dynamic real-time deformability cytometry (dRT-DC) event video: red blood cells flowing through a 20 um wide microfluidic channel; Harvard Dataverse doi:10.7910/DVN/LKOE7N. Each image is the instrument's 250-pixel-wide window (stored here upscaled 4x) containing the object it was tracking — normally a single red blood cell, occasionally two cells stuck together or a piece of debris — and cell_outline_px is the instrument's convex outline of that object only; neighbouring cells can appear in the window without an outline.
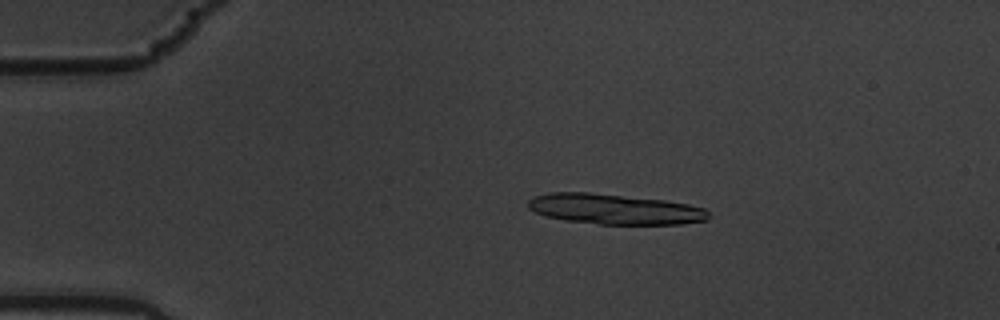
{"species": "common noctule bat (a hibernating species)", "species_latin": "Nyctalus noctula", "temperature_condition": "warm", "stored_images_in_passage": 57, "camera_frame_rate_fps": 3000, "um_per_image_px": 0.085, "animal": {"sex": "male", "body_mass_g": 19.5, "forearm_length_mm": 54.6}, "frame": {"image": 1, "passage_image": 11, "time_ms": 3.333, "image_size_px": [1000, 320], "cell_outline_px": [[708, 220], [680, 224], [596, 224], [564, 220], [548, 216], [536, 212], [528, 208], [528, 200], [532, 196], [548, 192], [588, 192], [664, 200], [688, 204], [704, 208], [708, 212]], "centroid_in_image_um": [52.21, 17.77], "position_along_channel_um": 32.8, "area_um2": 31.91}}
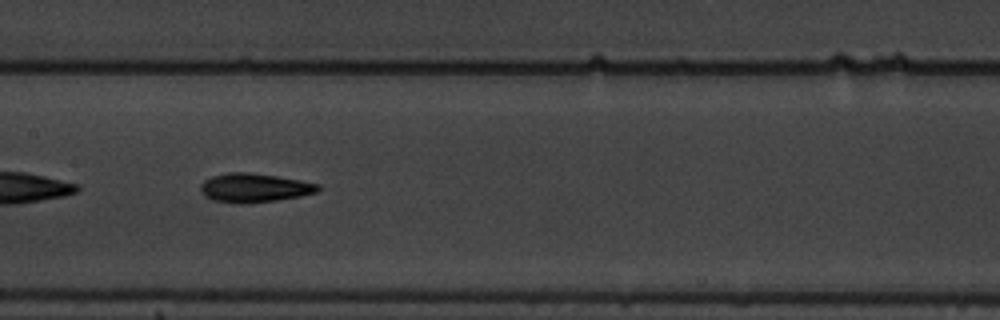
{"frame": {"image": 2, "passage_image": 29, "time_ms": 9.333, "image_size_px": [1000, 320], "cell_outline_px": [[320, 192], [300, 196], [276, 200], [244, 204], [232, 204], [212, 200], [204, 196], [200, 192], [200, 184], [204, 180], [212, 176], [228, 172], [248, 172], [276, 176], [300, 180], [320, 184]], "centroid_in_image_um": [21.59, 15.97], "position_along_channel_um": 185.8, "area_um2": 20.11}}
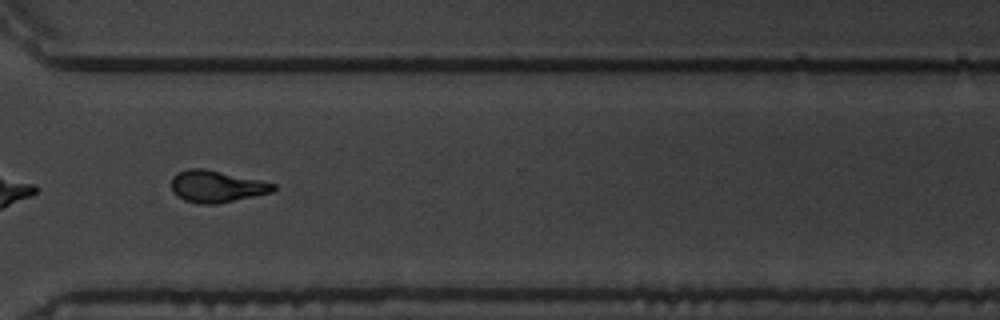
{"frame": {"image": 3, "passage_image": 43, "time_ms": 14.0, "image_size_px": [1000, 320], "cell_outline_px": [[276, 188], [272, 192], [216, 204], [200, 204], [184, 200], [172, 192], [172, 176], [188, 168], [204, 168], [260, 180], [276, 184]], "centroid_in_image_um": [18.39, 15.84], "position_along_channel_um": 352.2, "area_um2": 18.79}, "authors_computed_cell_mechanics": {"area_um2": 19.2474, "velocity_mm_per_s": 3.5712, "shape_relaxation_time_tau1_ms": 5.0036, "shape_relaxation_time_tau2_ms": 3.4062, "deformation_change_tau1": 0.1992, "deformation_change_tau2": 0.1122}}